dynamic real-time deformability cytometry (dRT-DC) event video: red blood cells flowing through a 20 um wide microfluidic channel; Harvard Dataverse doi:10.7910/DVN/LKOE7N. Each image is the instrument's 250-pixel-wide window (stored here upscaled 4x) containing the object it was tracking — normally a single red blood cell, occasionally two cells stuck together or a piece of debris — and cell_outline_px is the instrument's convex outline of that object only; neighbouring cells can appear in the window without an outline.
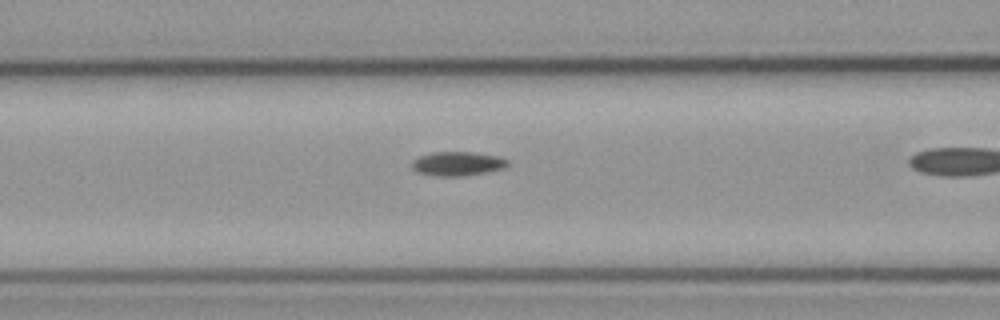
{"species": "common noctule bat (a hibernating species)", "species_latin": "Nyctalus noctula", "temperature_condition": "cold", "stored_images_in_passage": 40, "camera_frame_rate_fps": 3000, "um_per_image_px": 0.085, "animal": {"sex": "male", "body_mass_g": 23.1, "forearm_length_mm": 52.7}, "frame": {"image": 1, "passage_image": 20, "time_ms": 6.333, "image_size_px": [1000, 320], "cell_outline_px": [[508, 164], [504, 168], [488, 172], [464, 176], [436, 176], [416, 172], [412, 168], [412, 160], [420, 156], [432, 152], [472, 152], [500, 156], [508, 160]], "centroid_in_image_um": [38.89, 13.91], "position_along_channel_um": 127.7, "area_um2": 13.58}}
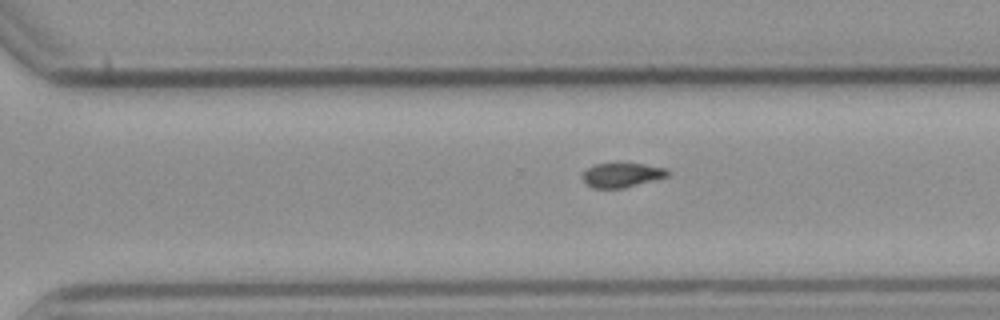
{"frame": {"image": 2, "passage_image": 35, "time_ms": 11.333, "image_size_px": [1000, 320], "cell_outline_px": [[668, 176], [624, 188], [592, 188], [584, 180], [584, 172], [588, 168], [596, 164], [616, 160], [644, 164], [668, 168]], "centroid_in_image_um": [52.88, 14.82], "position_along_channel_um": 317.7, "area_um2": 12.48}}
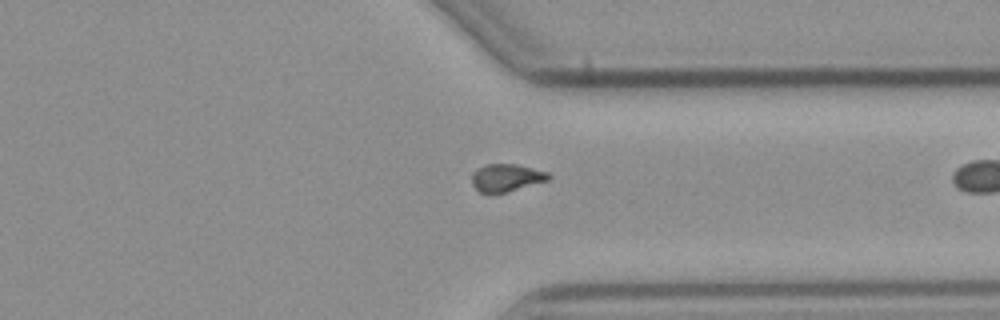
{"frame": {"image": 3, "passage_image": 39, "time_ms": 12.667, "image_size_px": [1000, 320], "cell_outline_px": [[552, 176], [548, 180], [508, 192], [492, 196], [488, 196], [480, 192], [472, 184], [472, 172], [476, 168], [484, 164], [516, 164], [548, 172]], "centroid_in_image_um": [42.99, 15.14], "position_along_channel_um": 368.4, "area_um2": 12.77}}